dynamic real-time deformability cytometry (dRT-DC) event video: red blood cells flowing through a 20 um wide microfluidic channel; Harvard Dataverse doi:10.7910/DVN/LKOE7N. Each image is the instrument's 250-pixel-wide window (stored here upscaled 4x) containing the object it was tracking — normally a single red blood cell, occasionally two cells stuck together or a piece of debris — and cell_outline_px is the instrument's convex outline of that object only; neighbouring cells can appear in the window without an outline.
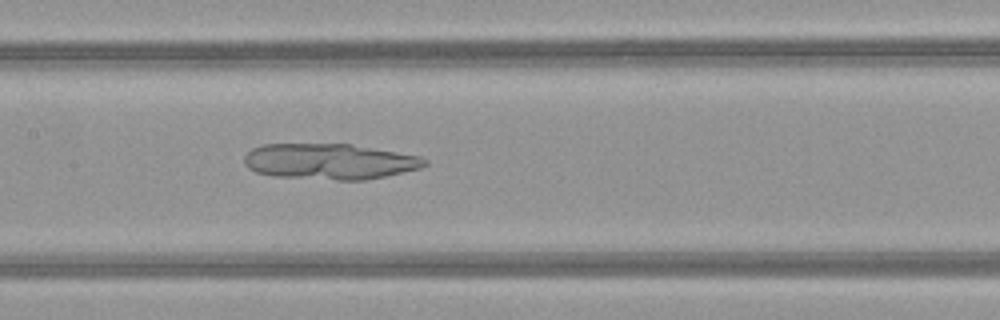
{"species": "common noctule bat (a hibernating species)", "species_latin": "Nyctalus noctula", "temperature_condition": "warm", "stored_images_in_passage": 43, "camera_frame_rate_fps": 3000, "um_per_image_px": 0.085, "animal": {"sex": "female", "body_mass_g": 21.9}, "frame": {"image": 1, "passage_image": 17, "time_ms": 5.333, "image_size_px": [1000, 320], "cell_outline_px": [[428, 164], [420, 168], [384, 176], [364, 180], [336, 180], [272, 176], [256, 172], [248, 168], [244, 164], [244, 156], [252, 148], [260, 144], [352, 144], [420, 156], [428, 160]], "centroid_in_image_um": [27.99, 13.72], "position_along_channel_um": 179.4, "area_um2": 37.74}}
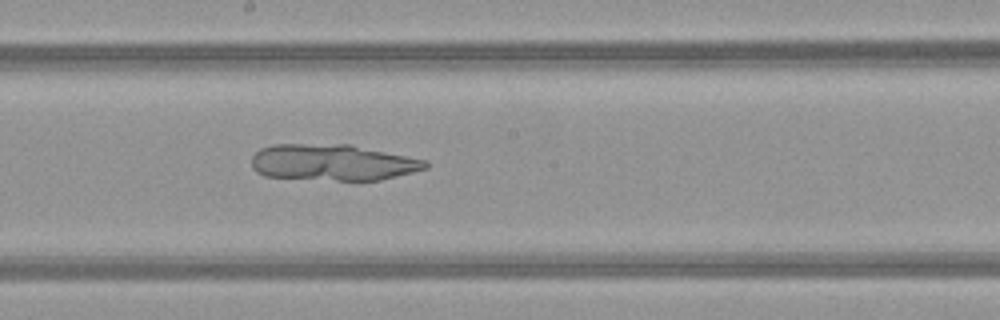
{"frame": {"image": 2, "passage_image": 20, "time_ms": 6.333, "image_size_px": [1000, 320], "cell_outline_px": [[428, 168], [380, 180], [336, 180], [264, 176], [256, 172], [252, 168], [252, 156], [260, 148], [272, 144], [352, 144], [428, 160]], "centroid_in_image_um": [28.29, 13.79], "position_along_channel_um": 219.9, "area_um2": 36.99}}
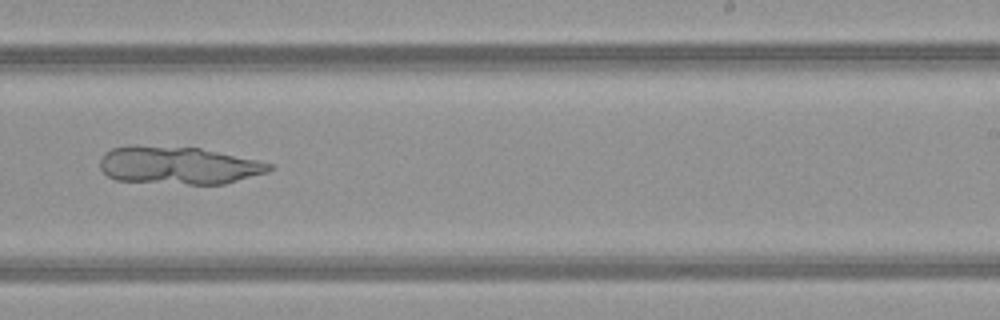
{"frame": {"image": 3, "passage_image": 24, "time_ms": 7.667, "image_size_px": [1000, 320], "cell_outline_px": [[272, 168], [268, 172], [224, 184], [188, 184], [116, 180], [108, 176], [100, 168], [100, 160], [104, 152], [112, 148], [132, 144], [200, 148], [256, 160], [272, 164]], "centroid_in_image_um": [15.12, 14.04], "position_along_channel_um": 273.9, "area_um2": 37.22}}